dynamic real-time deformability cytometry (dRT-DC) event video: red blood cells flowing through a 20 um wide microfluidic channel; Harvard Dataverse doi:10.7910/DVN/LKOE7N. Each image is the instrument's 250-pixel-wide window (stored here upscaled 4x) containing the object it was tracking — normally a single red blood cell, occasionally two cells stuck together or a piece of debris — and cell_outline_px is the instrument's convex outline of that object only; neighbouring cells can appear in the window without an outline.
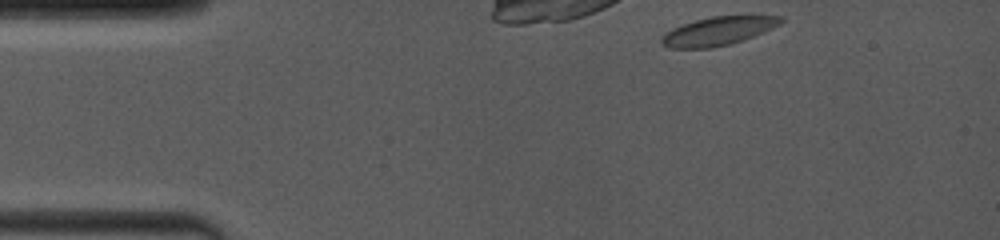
{"species": "common noctule bat (a hibernating species)", "species_latin": "Nyctalus noctula", "temperature_condition": "room temperature", "stored_images_in_passage": 5, "camera_frame_rate_fps": 4000, "um_per_image_px": 0.085, "animal": {"sex": "female", "body_mass_g": 19.0, "forearm_length_mm": 53.3}, "frame": {"image": 1, "passage_image": 1, "time_ms": 0.0, "image_size_px": [1000, 240], "cell_outline_px": [[784, 20], [780, 24], [764, 32], [744, 40], [712, 48], [668, 48], [660, 44], [660, 36], [672, 28], [696, 20], [712, 16], [752, 12], [784, 16]], "centroid_in_image_um": [61.14, 2.58], "position_along_channel_um": 23.9, "area_um2": 20.87}}